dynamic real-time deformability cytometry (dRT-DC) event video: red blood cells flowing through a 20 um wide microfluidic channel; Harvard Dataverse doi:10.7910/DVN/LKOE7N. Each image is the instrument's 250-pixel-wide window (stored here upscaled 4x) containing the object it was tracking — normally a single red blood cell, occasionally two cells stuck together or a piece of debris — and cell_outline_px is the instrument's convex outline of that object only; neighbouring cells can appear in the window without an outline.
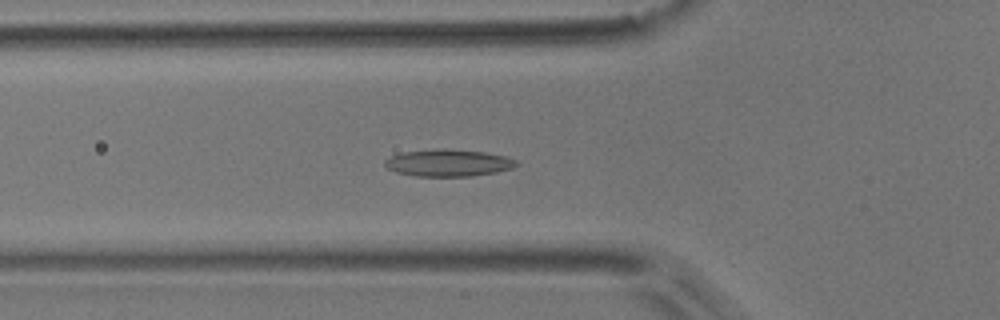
{"species": "common noctule bat (a hibernating species)", "species_latin": "Nyctalus noctula", "temperature_condition": "room temperature", "stored_images_in_passage": 46, "camera_frame_rate_fps": 3000, "um_per_image_px": 0.085, "animal": {"sex": "male", "body_mass_g": 17.9}, "frame": {"image": 1, "passage_image": 11, "time_ms": 3.333, "image_size_px": [1000, 320], "cell_outline_px": [[520, 164], [512, 168], [496, 172], [472, 176], [416, 176], [396, 172], [388, 168], [384, 164], [384, 160], [400, 152], [440, 148], [484, 152], [504, 156], [516, 160]], "centroid_in_image_um": [38.1, 13.84], "position_along_channel_um": 87.7, "area_um2": 20.69}}
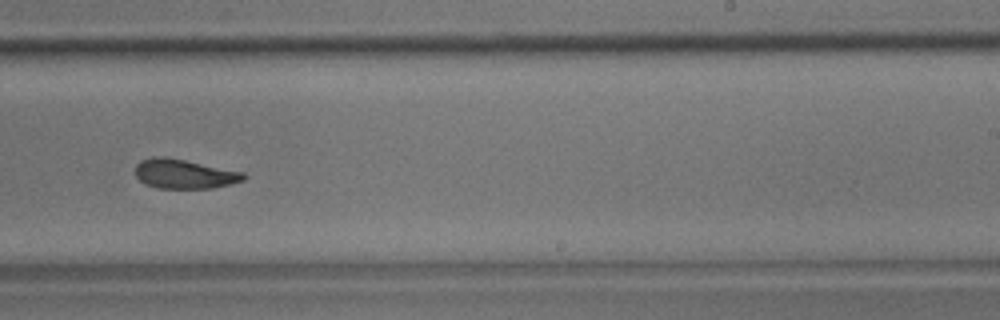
{"frame": {"image": 2, "passage_image": 26, "time_ms": 8.333, "image_size_px": [1000, 320], "cell_outline_px": [[248, 176], [244, 180], [232, 184], [212, 188], [156, 188], [144, 184], [136, 176], [136, 164], [140, 160], [152, 156], [164, 156], [244, 172]], "centroid_in_image_um": [15.66, 14.78], "position_along_channel_um": 273.3, "area_um2": 18.67}}
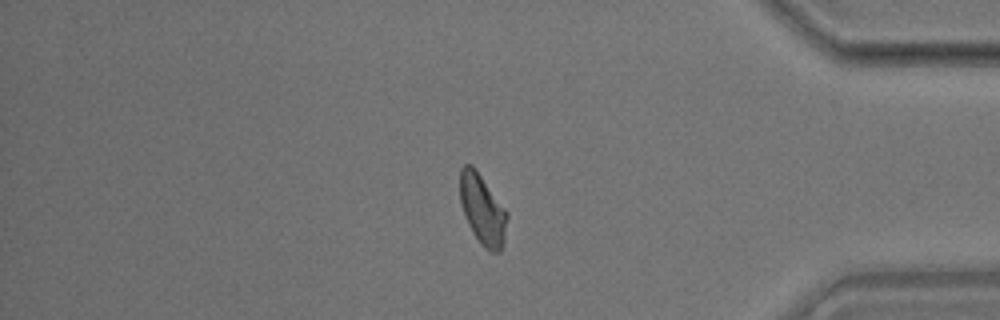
{"frame": {"image": 3, "passage_image": 38, "time_ms": 12.333, "image_size_px": [1000, 320], "cell_outline_px": [[508, 216], [504, 240], [500, 252], [492, 252], [484, 248], [480, 244], [472, 232], [468, 224], [460, 200], [460, 168], [464, 164], [472, 164], [508, 212]], "centroid_in_image_um": [41.01, 17.82], "position_along_channel_um": 394.2, "area_um2": 19.25}, "authors_computed_cell_mechanics": {"area_um2": 19.1896, "velocity_mm_per_s": 3.7047, "shape_relaxation_time_tau1_ms": 5.3123, "shape_relaxation_time_tau2_ms": 1.9657, "deformation_change_tau1": 0.1367, "deformation_change_tau2": 0.0881}}